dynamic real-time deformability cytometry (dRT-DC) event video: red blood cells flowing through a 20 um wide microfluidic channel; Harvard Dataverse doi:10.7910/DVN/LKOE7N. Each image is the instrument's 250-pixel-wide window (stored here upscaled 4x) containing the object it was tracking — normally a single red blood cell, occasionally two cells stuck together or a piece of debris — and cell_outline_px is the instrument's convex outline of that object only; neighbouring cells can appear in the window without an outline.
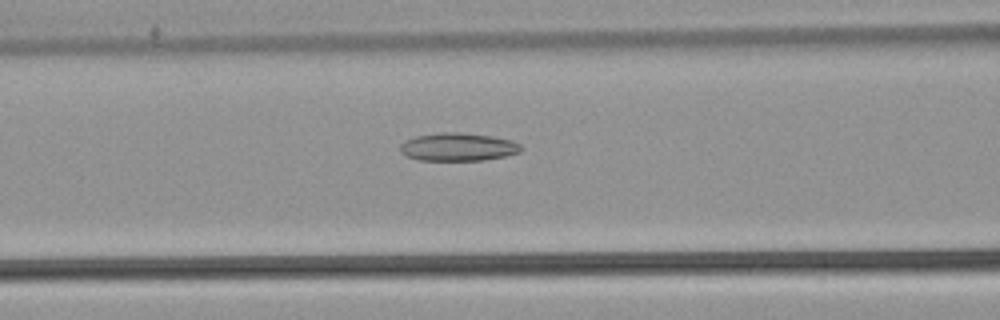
{"species": "common noctule bat (a hibernating species)", "species_latin": "Nyctalus noctula", "temperature_condition": "warm", "stored_images_in_passage": 34, "camera_frame_rate_fps": 3000, "um_per_image_px": 0.085, "animal": {"sex": "male", "body_mass_g": 21.5, "forearm_length_mm": 52.0}, "frame": {"image": 1, "passage_image": 9, "time_ms": 2.667, "image_size_px": [1000, 320], "cell_outline_px": [[524, 148], [520, 152], [504, 156], [484, 160], [420, 160], [404, 156], [400, 152], [400, 144], [404, 140], [416, 136], [440, 132], [460, 132], [492, 136], [512, 140], [520, 144]], "centroid_in_image_um": [38.92, 12.48], "position_along_channel_um": 127.7, "area_um2": 19.94}}
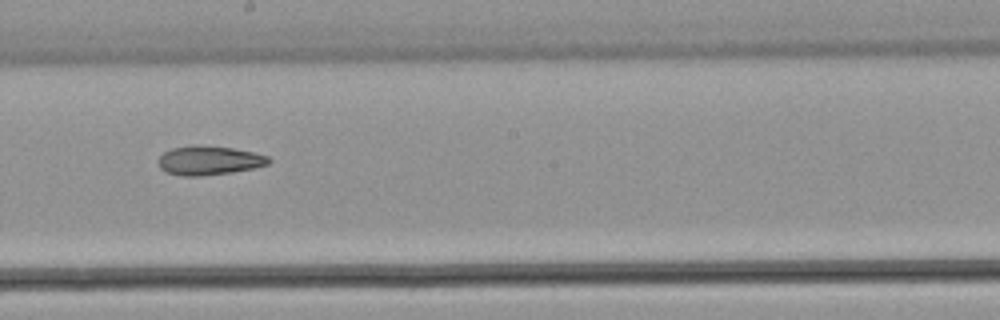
{"frame": {"image": 2, "passage_image": 17, "time_ms": 5.333, "image_size_px": [1000, 320], "cell_outline_px": [[272, 160], [268, 164], [252, 168], [232, 172], [200, 176], [180, 176], [168, 172], [160, 168], [156, 160], [164, 152], [172, 148], [192, 144], [200, 144], [232, 148], [252, 152], [268, 156]], "centroid_in_image_um": [17.73, 13.62], "position_along_channel_um": 230.5, "area_um2": 18.84}}
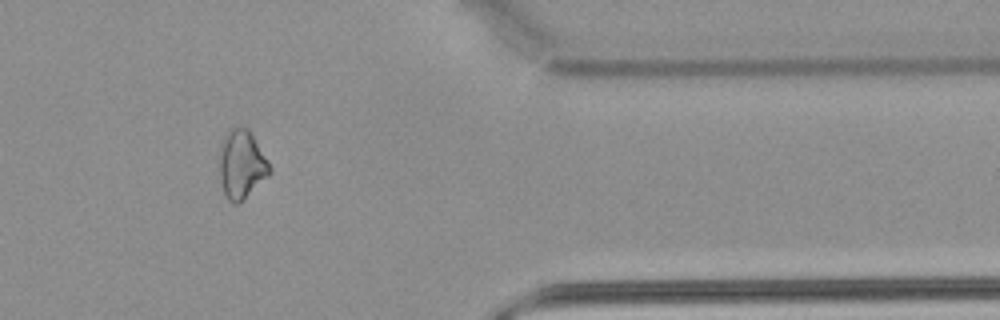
{"frame": {"image": 3, "passage_image": 31, "time_ms": 10.0, "image_size_px": [1000, 320], "cell_outline_px": [[272, 172], [236, 204], [232, 204], [228, 200], [224, 192], [220, 180], [220, 148], [224, 136], [232, 128], [248, 128], [268, 160], [272, 168]], "centroid_in_image_um": [20.54, 13.96], "position_along_channel_um": 390.9, "area_um2": 19.59}, "authors_computed_cell_mechanics": {"area_um2": 18.9584, "velocity_mm_per_s": 3.8632, "shape_relaxation_time_tau1_ms": null, "shape_relaxation_time_tau2_ms": 7.9471, "deformation_change_tau1": null, "deformation_change_tau2": 0.177}}